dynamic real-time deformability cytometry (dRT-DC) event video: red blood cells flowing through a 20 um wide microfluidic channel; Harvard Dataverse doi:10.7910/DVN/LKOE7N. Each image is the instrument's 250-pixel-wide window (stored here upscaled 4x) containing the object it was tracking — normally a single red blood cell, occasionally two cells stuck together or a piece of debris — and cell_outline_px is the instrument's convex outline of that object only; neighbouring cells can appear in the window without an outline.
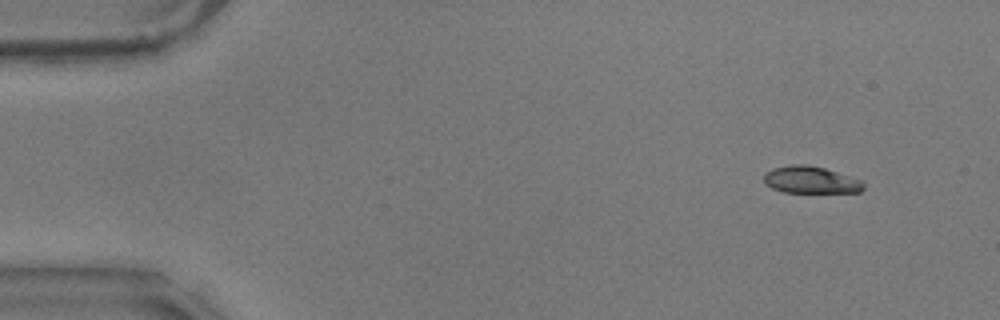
{"species": "common noctule bat (a hibernating species)", "species_latin": "Nyctalus noctula", "temperature_condition": "warm", "stored_images_in_passage": 49, "camera_frame_rate_fps": 3000, "um_per_image_px": 0.085, "animal": {"sex": "male", "body_mass_g": 17.9}, "frame": {"image": 1, "passage_image": 1, "time_ms": 0.0, "image_size_px": [1000, 320], "cell_outline_px": [[864, 188], [860, 192], [784, 192], [772, 188], [764, 180], [764, 172], [772, 168], [792, 164], [808, 164], [824, 168], [860, 180], [864, 184]], "centroid_in_image_um": [68.88, 15.28], "position_along_channel_um": 16.1, "area_um2": 15.55}}
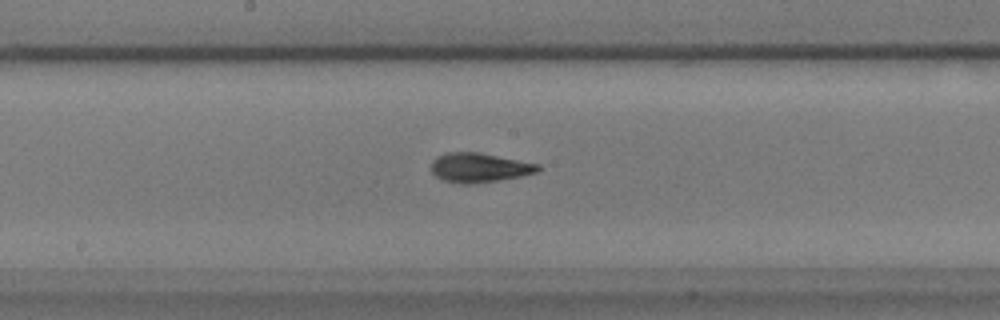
{"frame": {"image": 2, "passage_image": 26, "time_ms": 8.333, "image_size_px": [1000, 320], "cell_outline_px": [[540, 168], [536, 172], [520, 176], [472, 184], [460, 184], [444, 180], [436, 176], [432, 172], [432, 160], [436, 156], [448, 152], [480, 152], [540, 164]], "centroid_in_image_um": [40.72, 14.23], "position_along_channel_um": 207.5, "area_um2": 18.21}}
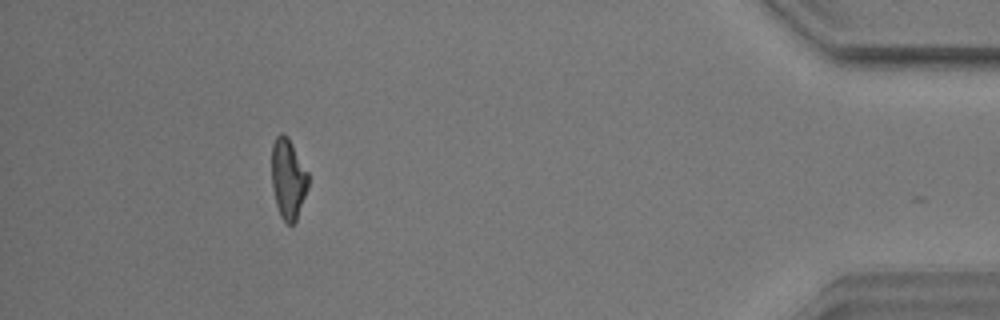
{"frame": {"image": 3, "passage_image": 48, "time_ms": 15.667, "image_size_px": [1000, 320], "cell_outline_px": [[308, 188], [296, 220], [292, 224], [288, 224], [280, 216], [276, 204], [272, 184], [272, 144], [276, 136], [280, 132], [284, 132], [288, 136], [308, 172]], "centroid_in_image_um": [24.49, 15.15], "position_along_channel_um": 410.7, "area_um2": 17.11}}